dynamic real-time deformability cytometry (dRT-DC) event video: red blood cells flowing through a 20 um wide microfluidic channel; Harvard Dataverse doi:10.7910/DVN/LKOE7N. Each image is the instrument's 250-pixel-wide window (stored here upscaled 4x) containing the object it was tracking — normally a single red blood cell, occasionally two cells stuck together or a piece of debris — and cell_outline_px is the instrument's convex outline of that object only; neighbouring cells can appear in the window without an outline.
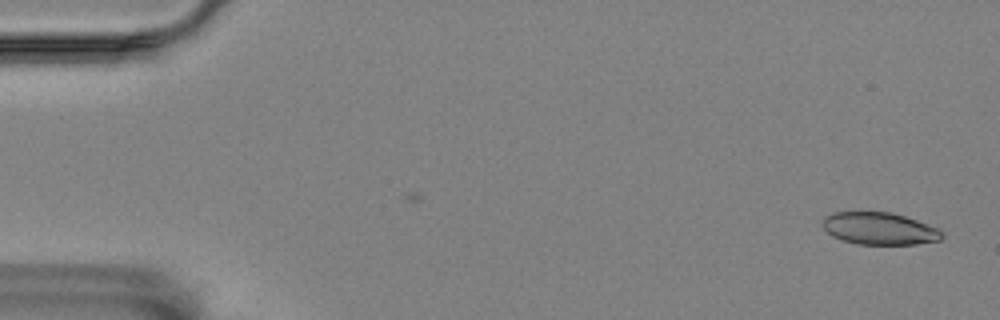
{"species": "Egyptian fruit bat (a non-hibernating species)", "species_latin": "Rousettus aegyptiacus", "temperature_condition": "room temperature", "stored_images_in_passage": 4, "camera_frame_rate_fps": 3000, "um_per_image_px": 0.085, "animal": {"sex": "female"}, "frame": {"image": 1, "passage_image": 1, "time_ms": 0.0, "image_size_px": [1000, 320], "cell_outline_px": [[944, 236], [940, 240], [916, 244], [860, 244], [844, 240], [832, 236], [820, 224], [824, 216], [832, 212], [892, 212], [940, 228], [944, 232]], "centroid_in_image_um": [74.76, 19.42], "position_along_channel_um": 10.2, "area_um2": 22.54}}